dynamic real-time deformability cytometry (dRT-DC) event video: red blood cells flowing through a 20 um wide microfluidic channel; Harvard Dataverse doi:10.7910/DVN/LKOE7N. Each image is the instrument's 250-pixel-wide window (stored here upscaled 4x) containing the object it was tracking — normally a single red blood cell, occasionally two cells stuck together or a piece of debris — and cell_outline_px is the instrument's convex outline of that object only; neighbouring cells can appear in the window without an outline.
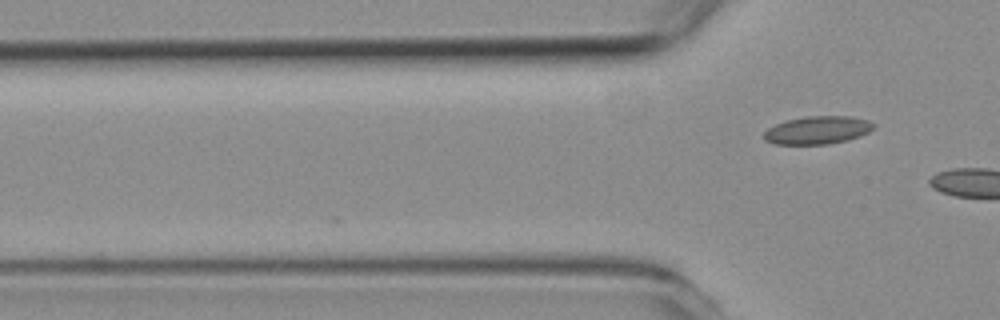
{"species": "common noctule bat (a hibernating species)", "species_latin": "Nyctalus noctula", "temperature_condition": "room temperature", "stored_images_in_passage": 2, "camera_frame_rate_fps": 3000, "um_per_image_px": 0.085, "animal": {"sex": "female", "body_mass_g": 19.3, "forearm_length_mm": 54.1}, "frame": {"image": 1, "passage_image": 2, "time_ms": 1.0, "image_size_px": [1000, 320], "cell_outline_px": [[876, 124], [868, 132], [860, 136], [848, 140], [828, 144], [776, 144], [764, 140], [764, 132], [768, 128], [776, 124], [788, 120], [804, 116], [852, 116], [868, 120]], "centroid_in_image_um": [69.5, 11.06], "position_along_channel_um": 56.3, "area_um2": 17.86}}